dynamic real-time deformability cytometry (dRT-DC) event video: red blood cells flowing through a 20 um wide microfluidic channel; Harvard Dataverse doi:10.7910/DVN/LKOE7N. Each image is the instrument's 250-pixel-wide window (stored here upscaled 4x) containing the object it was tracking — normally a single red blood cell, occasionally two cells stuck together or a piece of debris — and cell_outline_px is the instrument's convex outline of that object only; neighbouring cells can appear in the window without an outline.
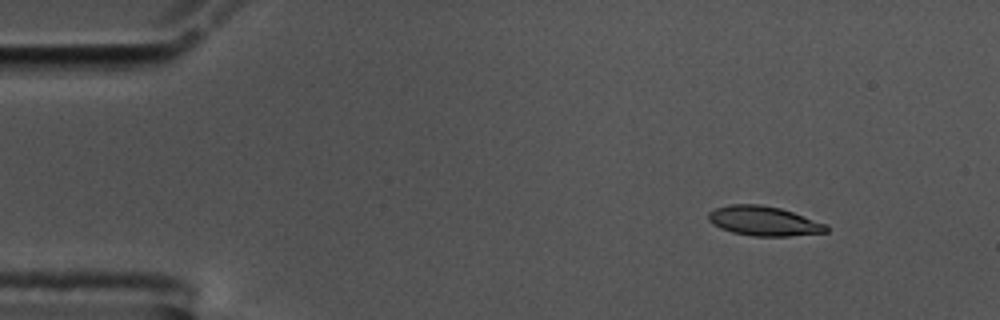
{"species": "common noctule bat (a hibernating species)", "species_latin": "Nyctalus noctula", "temperature_condition": "cold", "stored_images_in_passage": 50, "camera_frame_rate_fps": 3000, "um_per_image_px": 0.085, "animal": {"sex": "male", "body_mass_g": 17.5, "forearm_length_mm": 52.3}, "frame": {"image": 1, "passage_image": 1, "time_ms": 0.0, "image_size_px": [1000, 320], "cell_outline_px": [[828, 232], [788, 236], [756, 236], [732, 232], [720, 228], [712, 224], [708, 220], [708, 212], [716, 208], [732, 204], [760, 204], [780, 208], [828, 224]], "centroid_in_image_um": [64.93, 18.78], "position_along_channel_um": 20.1, "area_um2": 20.29}}
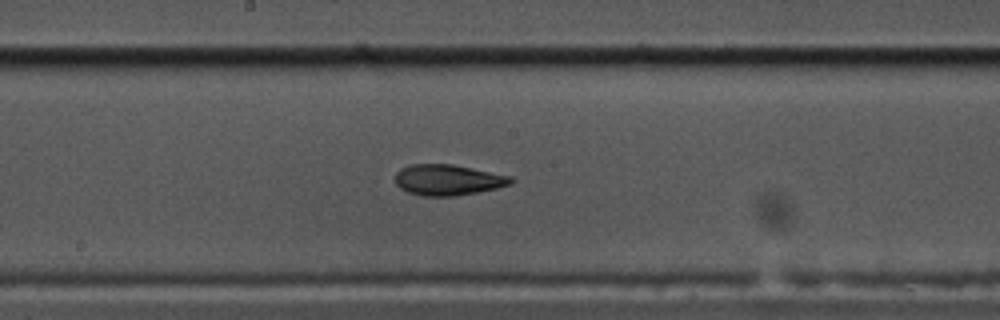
{"frame": {"image": 2, "passage_image": 24, "time_ms": 7.667, "image_size_px": [1000, 320], "cell_outline_px": [[516, 180], [508, 184], [496, 188], [456, 196], [420, 196], [408, 192], [400, 188], [396, 184], [396, 172], [400, 168], [408, 164], [452, 164], [512, 176]], "centroid_in_image_um": [38.05, 15.29], "position_along_channel_um": 210.2, "area_um2": 20.81}}
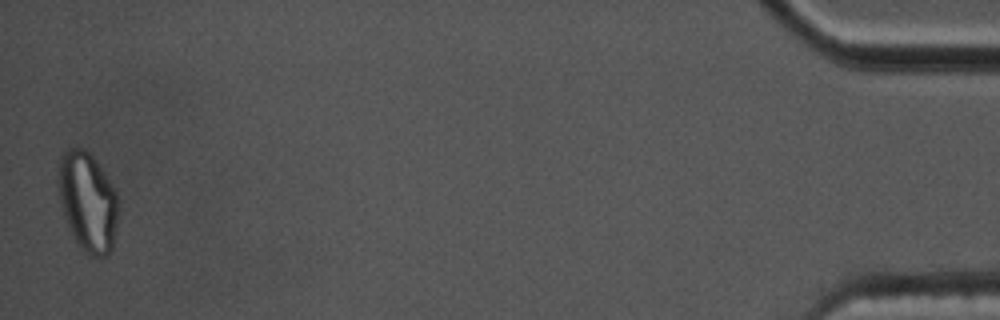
{"frame": {"image": 3, "passage_image": 50, "time_ms": 16.333, "image_size_px": [1000, 320], "cell_outline_px": [[116, 220], [112, 248], [108, 256], [92, 256], [84, 252], [80, 248], [72, 236], [60, 204], [56, 184], [56, 180], [60, 156], [64, 148], [84, 148], [92, 156], [104, 172], [116, 192]], "centroid_in_image_um": [7.39, 17.12], "position_along_channel_um": 427.8, "area_um2": 34.8}, "authors_computed_cell_mechanics": {"area_um2": 20.8658, "velocity_mm_per_s": 3.5767, "shape_relaxation_time_tau1_ms": 3.8771, "shape_relaxation_time_tau2_ms": 2.946, "deformation_change_tau1": 0.1587, "deformation_change_tau2": 0.0982}}